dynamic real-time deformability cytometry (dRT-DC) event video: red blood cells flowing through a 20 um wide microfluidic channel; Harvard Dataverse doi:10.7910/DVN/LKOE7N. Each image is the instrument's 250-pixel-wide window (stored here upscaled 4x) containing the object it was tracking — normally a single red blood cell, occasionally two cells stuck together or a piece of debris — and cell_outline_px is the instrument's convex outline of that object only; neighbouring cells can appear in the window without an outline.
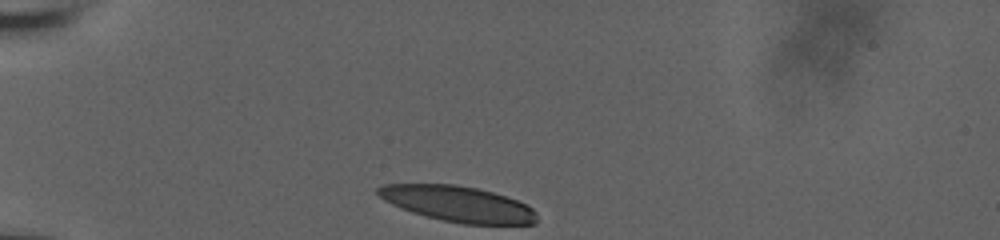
{"species": "human", "species_latin": "Homo sapiens", "temperature_condition": "room temperature", "stored_images_in_passage": 34, "camera_frame_rate_fps": 3000, "um_per_image_px": 0.085, "donor": {"sex": "male"}, "frame": {"image": 1, "passage_image": 1, "time_ms": 0.0, "image_size_px": [1000, 240], "cell_outline_px": [[536, 224], [464, 224], [444, 220], [412, 212], [392, 204], [384, 200], [376, 192], [376, 188], [384, 184], [456, 184], [476, 188], [492, 192], [516, 200], [532, 208], [536, 212]], "centroid_in_image_um": [38.92, 17.32], "position_along_channel_um": 46.1, "area_um2": 32.66}}
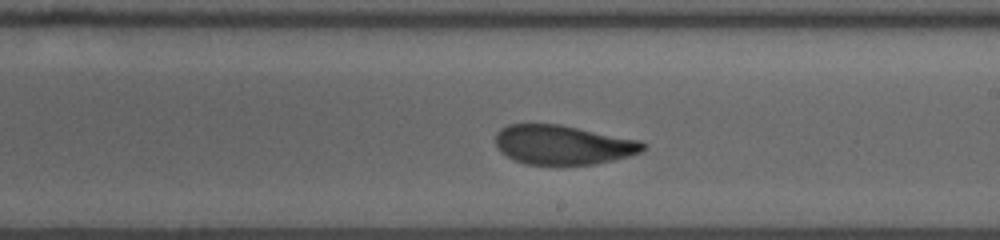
{"frame": {"image": 2, "passage_image": 20, "time_ms": 6.333, "image_size_px": [1000, 240], "cell_outline_px": [[644, 148], [640, 152], [628, 156], [596, 164], [560, 168], [524, 164], [512, 160], [500, 152], [496, 144], [496, 132], [500, 128], [508, 124], [560, 124], [640, 140], [644, 144]], "centroid_in_image_um": [47.79, 12.35], "position_along_channel_um": 241.2, "area_um2": 34.85}}
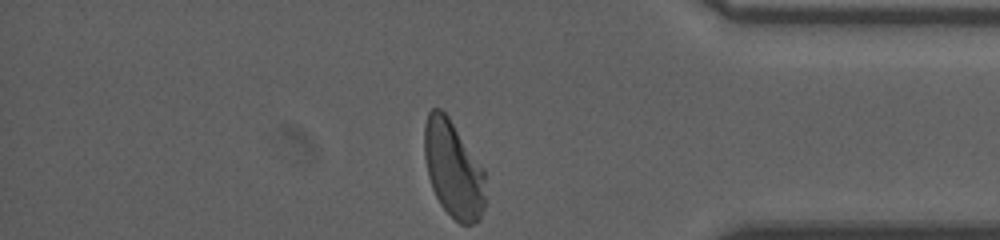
{"frame": {"image": 3, "passage_image": 34, "time_ms": 11.0, "image_size_px": [1000, 240], "cell_outline_px": [[484, 208], [480, 220], [472, 224], [460, 224], [440, 204], [432, 188], [428, 176], [424, 156], [424, 124], [428, 112], [432, 108], [440, 108], [448, 116], [484, 168]], "centroid_in_image_um": [38.52, 14.37], "position_along_channel_um": 396.7, "area_um2": 34.51}, "authors_computed_cell_mechanics": {"area_um2": 35.0846, "velocity_mm_per_s": 3.7148, "shape_relaxation_time_tau1_ms": 7.401, "shape_relaxation_time_tau2_ms": 1.2967, "deformation_change_tau1": 0.2408, "deformation_change_tau2": 0.076}}